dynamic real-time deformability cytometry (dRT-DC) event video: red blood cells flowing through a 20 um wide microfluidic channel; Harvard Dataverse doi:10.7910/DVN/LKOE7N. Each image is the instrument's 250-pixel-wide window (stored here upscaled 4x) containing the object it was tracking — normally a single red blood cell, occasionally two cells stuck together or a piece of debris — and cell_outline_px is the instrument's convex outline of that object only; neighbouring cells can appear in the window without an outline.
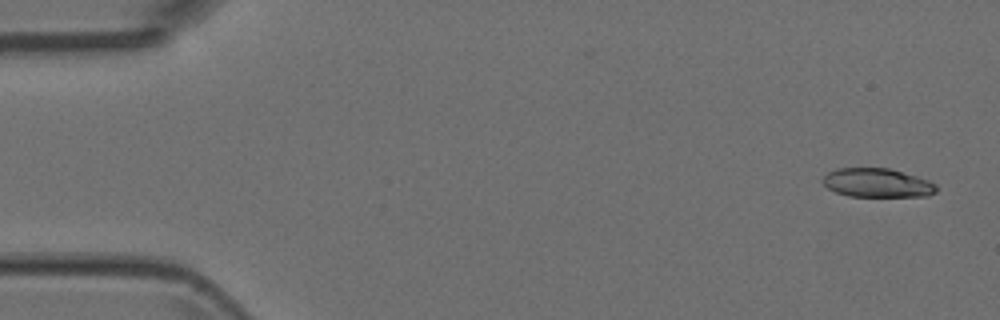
{"species": "Egyptian fruit bat (a non-hibernating species)", "species_latin": "Rousettus aegyptiacus", "temperature_condition": "room temperature", "stored_images_in_passage": 4, "camera_frame_rate_fps": 3000, "um_per_image_px": 0.085, "animal": {"sex": "female"}, "frame": {"image": 1, "passage_image": 1, "time_ms": 0.0, "image_size_px": [1000, 320], "cell_outline_px": [[936, 192], [928, 196], [848, 196], [836, 192], [828, 188], [820, 180], [828, 172], [836, 168], [888, 168], [916, 176], [928, 180], [936, 184]], "centroid_in_image_um": [74.54, 15.54], "position_along_channel_um": 10.5, "area_um2": 19.07}}